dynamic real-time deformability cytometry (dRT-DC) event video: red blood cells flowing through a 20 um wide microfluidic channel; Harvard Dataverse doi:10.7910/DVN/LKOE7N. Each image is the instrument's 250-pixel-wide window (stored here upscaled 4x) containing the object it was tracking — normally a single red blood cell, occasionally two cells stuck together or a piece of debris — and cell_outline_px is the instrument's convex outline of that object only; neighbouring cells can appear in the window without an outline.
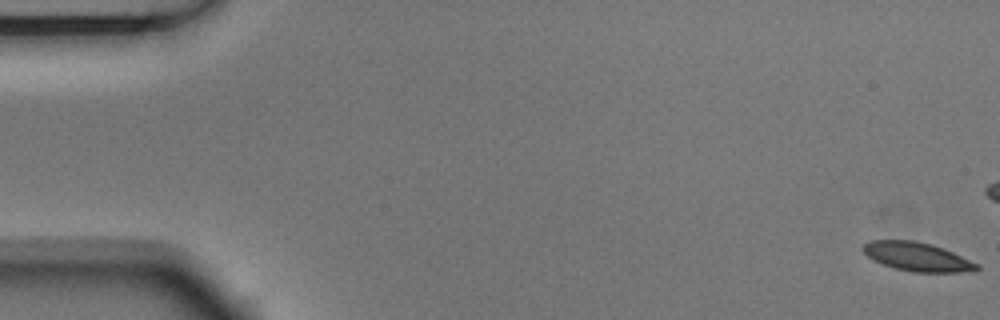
{"species": "Egyptian fruit bat (a non-hibernating species)", "species_latin": "Rousettus aegyptiacus", "temperature_condition": "room temperature", "stored_images_in_passage": 18, "camera_frame_rate_fps": 3000, "um_per_image_px": 0.085, "animal": {"sex": "male"}, "frame": {"image": 1, "passage_image": 1, "time_ms": 0.0, "image_size_px": [1000, 320], "cell_outline_px": [[980, 268], [976, 272], [912, 272], [896, 268], [872, 260], [860, 248], [868, 240], [912, 240], [932, 244], [944, 248], [980, 264]], "centroid_in_image_um": [78.0, 21.82], "position_along_channel_um": 7.0, "area_um2": 19.31}}